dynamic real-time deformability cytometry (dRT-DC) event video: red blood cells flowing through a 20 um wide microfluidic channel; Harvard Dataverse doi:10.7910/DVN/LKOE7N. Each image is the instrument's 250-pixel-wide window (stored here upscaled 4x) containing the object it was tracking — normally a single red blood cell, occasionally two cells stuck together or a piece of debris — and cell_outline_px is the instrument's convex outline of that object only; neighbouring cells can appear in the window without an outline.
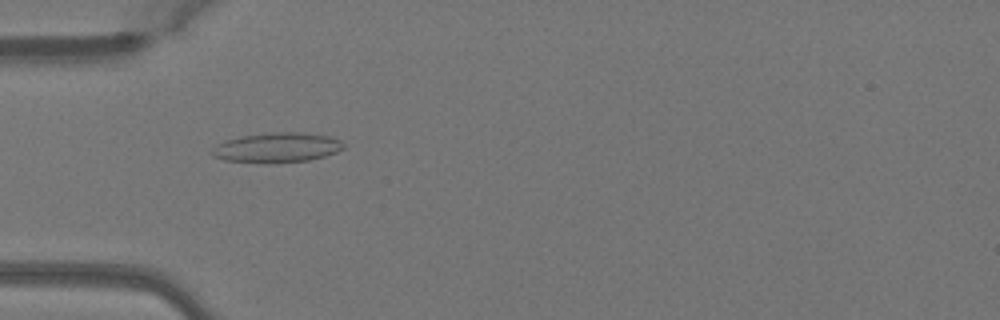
{"species": "Egyptian fruit bat (a non-hibernating species)", "species_latin": "Rousettus aegyptiacus", "temperature_condition": "warm", "stored_images_in_passage": 49, "camera_frame_rate_fps": 3000, "um_per_image_px": 0.085, "animal": {"sex": "female"}, "frame": {"image": 1, "passage_image": 15, "time_ms": 4.667, "image_size_px": [1000, 320], "cell_outline_px": [[344, 148], [336, 152], [324, 156], [308, 160], [224, 160], [212, 156], [212, 148], [228, 140], [244, 136], [276, 132], [300, 132], [332, 136], [340, 140], [344, 144]], "centroid_in_image_um": [23.64, 12.49], "position_along_channel_um": 61.4, "area_um2": 21.56}}
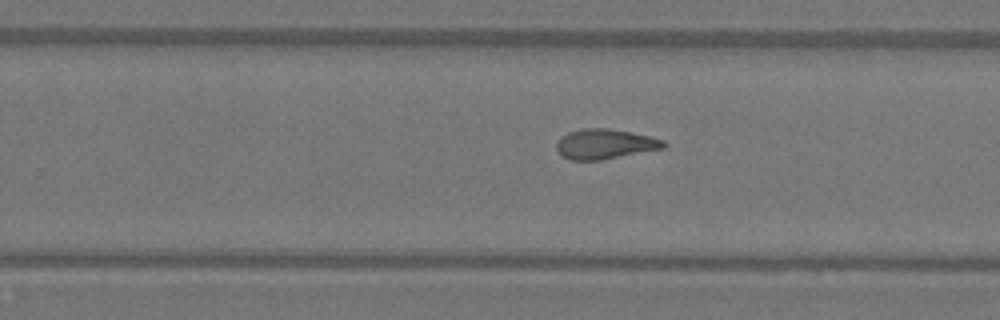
{"frame": {"image": 2, "passage_image": 31, "time_ms": 10.0, "image_size_px": [1000, 320], "cell_outline_px": [[664, 148], [600, 160], [568, 160], [556, 148], [556, 144], [568, 132], [584, 128], [608, 128], [648, 136], [664, 140]], "centroid_in_image_um": [51.4, 12.24], "position_along_channel_um": 278.4, "area_um2": 18.26}}
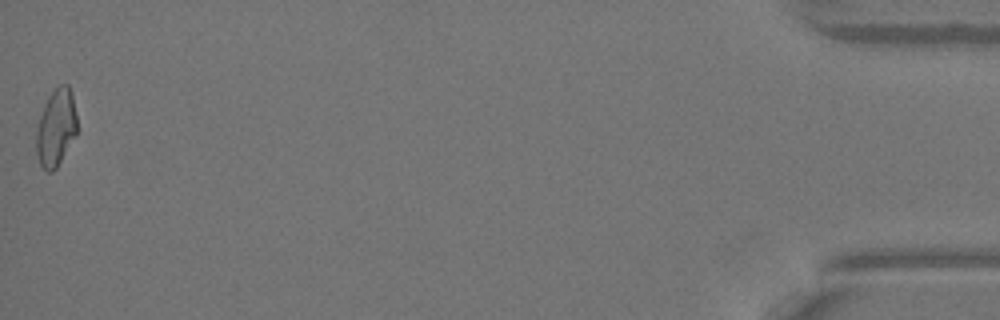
{"frame": {"image": 3, "passage_image": 49, "time_ms": 16.0, "image_size_px": [1000, 320], "cell_outline_px": [[76, 136], [56, 168], [52, 172], [48, 172], [40, 164], [36, 152], [36, 132], [40, 116], [44, 104], [48, 96], [60, 84], [68, 84], [72, 96], [76, 116]], "centroid_in_image_um": [4.75, 10.86], "position_along_channel_um": 430.4, "area_um2": 18.15}, "authors_computed_cell_mechanics": {"area_um2": 18.9006, "velocity_mm_per_s": 4.1181, "shape_relaxation_time_tau1_ms": null, "shape_relaxation_time_tau2_ms": 2.9324, "deformation_change_tau1": null, "deformation_change_tau2": 0.1071}}